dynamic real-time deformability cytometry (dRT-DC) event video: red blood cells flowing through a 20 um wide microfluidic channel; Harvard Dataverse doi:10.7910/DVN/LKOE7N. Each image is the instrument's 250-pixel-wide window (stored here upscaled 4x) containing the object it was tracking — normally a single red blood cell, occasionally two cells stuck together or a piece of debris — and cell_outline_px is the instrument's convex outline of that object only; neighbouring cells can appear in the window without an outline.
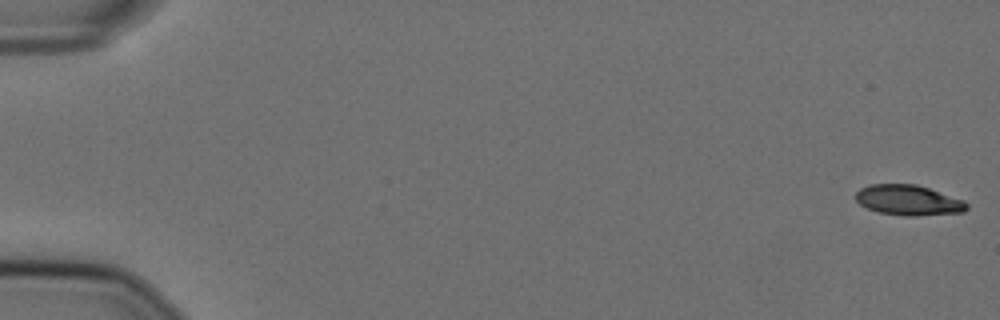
{"species": "Egyptian fruit bat (a non-hibernating species)", "species_latin": "Rousettus aegyptiacus", "temperature_condition": "cold", "stored_images_in_passage": 9, "camera_frame_rate_fps": 3000, "um_per_image_px": 0.085, "animal": {"sex": "female"}, "frame": {"image": 1, "passage_image": 1, "time_ms": 0.0, "image_size_px": [1000, 320], "cell_outline_px": [[968, 208], [964, 212], [916, 216], [904, 216], [876, 212], [860, 204], [856, 200], [856, 192], [860, 188], [872, 184], [916, 184], [964, 200], [968, 204]], "centroid_in_image_um": [77.22, 17.02], "position_along_channel_um": 7.8, "area_um2": 19.65}}